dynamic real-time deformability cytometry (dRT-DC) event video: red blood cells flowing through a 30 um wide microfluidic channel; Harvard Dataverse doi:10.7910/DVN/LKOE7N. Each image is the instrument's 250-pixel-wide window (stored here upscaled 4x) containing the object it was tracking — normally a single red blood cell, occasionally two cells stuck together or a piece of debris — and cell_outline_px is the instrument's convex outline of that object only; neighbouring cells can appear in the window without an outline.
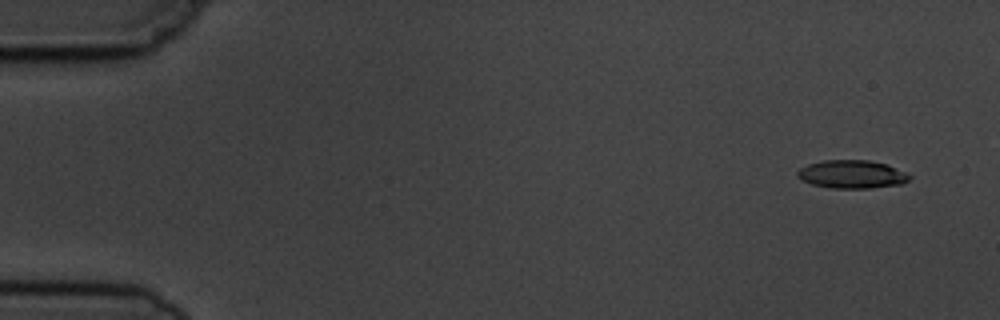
{"species": "common noctule bat (a hibernating species)", "species_latin": "Nyctalus noctula", "temperature_condition": "cold", "stored_images_in_passage": 4, "camera_frame_rate_fps": 3000, "um_per_image_px": 0.085, "animal": {"sex": "male", "body_mass_g": 19.5, "forearm_length_mm": 54.6}, "frame": {"image": 1, "passage_image": 1, "time_ms": 0.0, "image_size_px": [1000, 320], "cell_outline_px": [[912, 176], [904, 184], [872, 188], [828, 188], [812, 184], [800, 180], [796, 176], [796, 172], [800, 168], [808, 164], [824, 160], [868, 160], [884, 164], [904, 172]], "centroid_in_image_um": [72.37, 14.82], "position_along_channel_um": 12.6, "area_um2": 18.44}}